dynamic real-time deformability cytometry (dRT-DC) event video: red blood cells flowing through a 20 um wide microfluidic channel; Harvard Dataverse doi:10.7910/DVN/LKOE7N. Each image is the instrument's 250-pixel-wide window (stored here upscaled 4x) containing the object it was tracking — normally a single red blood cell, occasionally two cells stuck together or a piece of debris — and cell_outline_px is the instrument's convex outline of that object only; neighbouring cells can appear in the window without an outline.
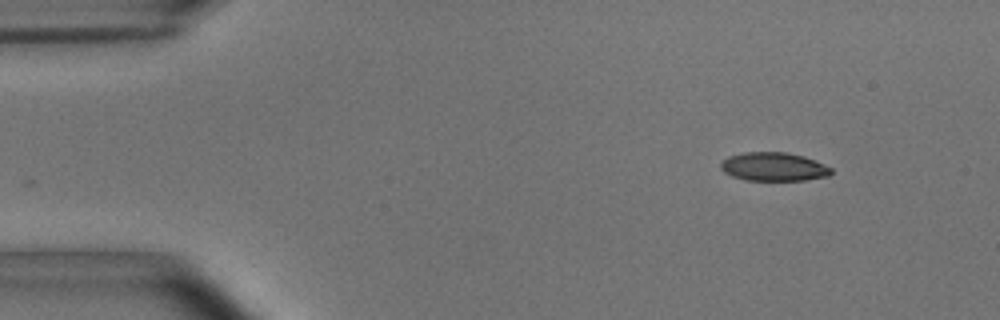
{"species": "common noctule bat (a hibernating species)", "species_latin": "Nyctalus noctula", "temperature_condition": "room temperature", "stored_images_in_passage": 9, "camera_frame_rate_fps": 3000, "um_per_image_px": 0.085, "animal": {"sex": "male", "body_mass_g": 15.6}, "frame": {"image": 1, "passage_image": 1, "time_ms": 0.0, "image_size_px": [1000, 320], "cell_outline_px": [[832, 172], [828, 176], [804, 180], [748, 180], [732, 176], [724, 172], [720, 168], [720, 164], [728, 156], [744, 152], [784, 152], [804, 156], [816, 160], [832, 168]], "centroid_in_image_um": [65.77, 14.17], "position_along_channel_um": 19.2, "area_um2": 18.38}}